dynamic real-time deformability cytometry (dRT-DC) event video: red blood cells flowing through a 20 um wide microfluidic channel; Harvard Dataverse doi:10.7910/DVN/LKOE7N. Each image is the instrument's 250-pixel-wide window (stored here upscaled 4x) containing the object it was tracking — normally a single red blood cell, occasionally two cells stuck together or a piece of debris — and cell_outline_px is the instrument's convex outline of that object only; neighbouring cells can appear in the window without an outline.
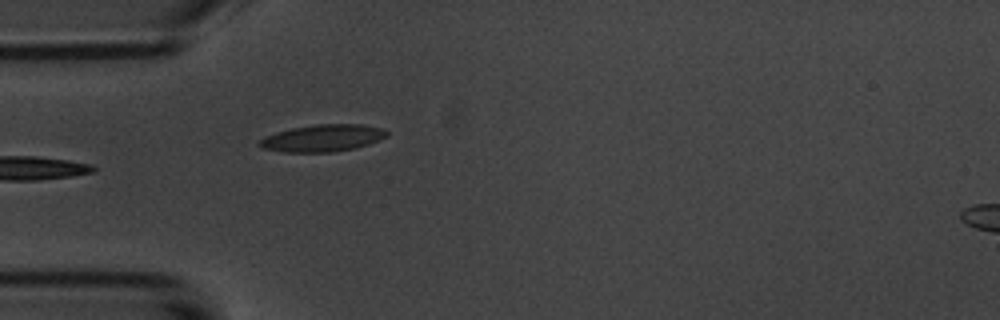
{"species": "common noctule bat (a hibernating species)", "species_latin": "Nyctalus noctula", "temperature_condition": "room temperature", "stored_images_in_passage": 6, "camera_frame_rate_fps": 3000, "um_per_image_px": 0.085, "animal": {"sex": "male", "body_mass_g": 20.1, "forearm_length_mm": 53.5}, "frame": {"image": 1, "passage_image": 6, "time_ms": 5.667, "image_size_px": [1000, 320], "cell_outline_px": [[388, 136], [380, 140], [356, 148], [332, 152], [284, 152], [264, 148], [256, 144], [264, 136], [276, 132], [292, 128], [316, 124], [360, 124], [380, 128], [388, 132]], "centroid_in_image_um": [27.42, 11.74], "position_along_channel_um": 57.6, "area_um2": 20.06}}